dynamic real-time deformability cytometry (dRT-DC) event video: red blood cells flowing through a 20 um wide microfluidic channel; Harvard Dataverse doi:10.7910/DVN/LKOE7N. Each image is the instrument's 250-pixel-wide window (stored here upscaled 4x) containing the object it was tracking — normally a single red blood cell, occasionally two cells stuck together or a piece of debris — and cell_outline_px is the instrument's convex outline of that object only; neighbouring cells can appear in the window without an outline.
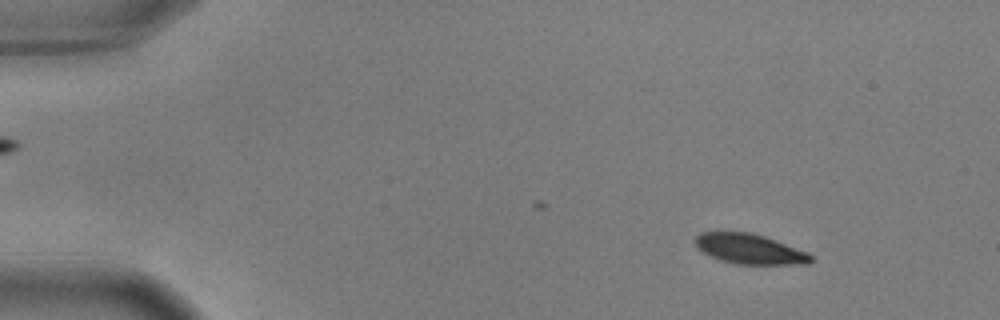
{"species": "common noctule bat (a hibernating species)", "species_latin": "Nyctalus noctula", "temperature_condition": "warm", "stored_images_in_passage": 50, "camera_frame_rate_fps": 3000, "um_per_image_px": 0.085, "animal": {"sex": "male", "body_mass_g": 17.9, "forearm_length_mm": 54.2}, "frame": {"image": 1, "passage_image": 7, "time_ms": 2.0, "image_size_px": [1000, 320], "cell_outline_px": [[812, 260], [808, 264], [736, 264], [720, 260], [704, 252], [696, 244], [696, 236], [700, 232], [752, 232], [764, 236], [808, 252], [812, 256]], "centroid_in_image_um": [63.75, 21.16], "position_along_channel_um": 21.3, "area_um2": 20.0}}
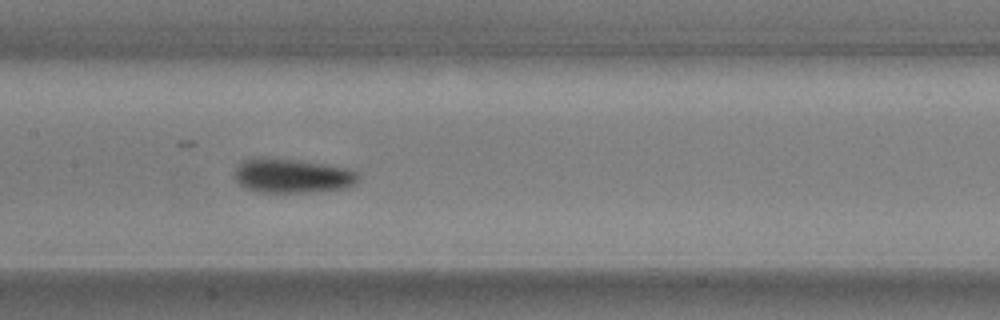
{"frame": {"image": 2, "passage_image": 28, "time_ms": 9.0, "image_size_px": [1000, 320], "cell_outline_px": [[360, 180], [356, 184], [344, 188], [316, 192], [260, 192], [244, 188], [232, 176], [236, 168], [244, 160], [256, 156], [264, 156], [300, 160], [328, 164], [348, 168], [356, 172], [360, 176]], "centroid_in_image_um": [24.84, 14.92], "position_along_channel_um": 182.6, "area_um2": 25.37}}
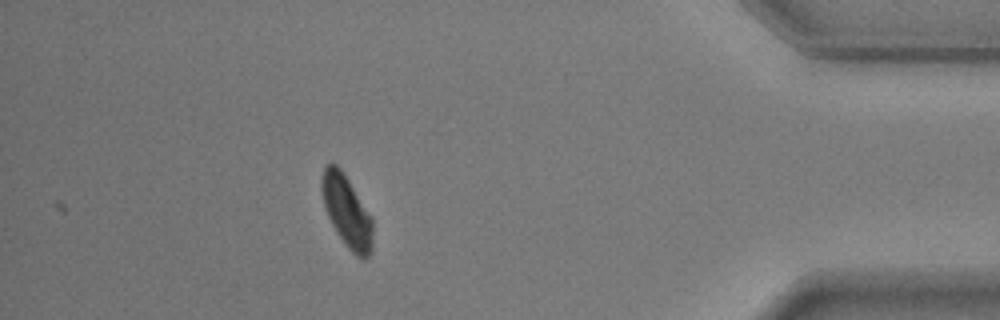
{"frame": {"image": 3, "passage_image": 50, "time_ms": 16.333, "image_size_px": [1000, 320], "cell_outline_px": [[372, 252], [364, 260], [356, 256], [348, 248], [336, 232], [324, 208], [320, 184], [320, 180], [324, 168], [328, 164], [336, 164], [340, 168], [372, 216]], "centroid_in_image_um": [29.47, 17.98], "position_along_channel_um": 405.7, "area_um2": 21.33}, "authors_computed_cell_mechanics": {"area_um2": 22.1374, "velocity_mm_per_s": 3.6279, "shape_relaxation_time_tau1_ms": 1.8608, "shape_relaxation_time_tau2_ms": null, "deformation_change_tau1": 0.1079, "deformation_change_tau2": null}}